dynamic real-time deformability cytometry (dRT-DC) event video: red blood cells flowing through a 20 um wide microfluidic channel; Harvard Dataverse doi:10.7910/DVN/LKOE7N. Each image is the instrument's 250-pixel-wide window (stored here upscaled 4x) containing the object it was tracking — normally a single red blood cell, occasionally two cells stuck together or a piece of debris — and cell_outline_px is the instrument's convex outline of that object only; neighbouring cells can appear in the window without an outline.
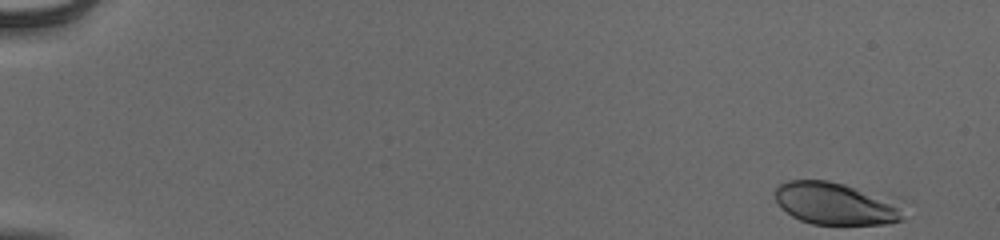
{"species": "human", "species_latin": "Homo sapiens", "temperature_condition": "cold", "stored_images_in_passage": 53, "camera_frame_rate_fps": 3000, "um_per_image_px": 0.085, "donor": {"sex": "male"}, "frame": {"image": 1, "passage_image": 1, "time_ms": 0.0, "image_size_px": [1000, 240], "cell_outline_px": [[904, 220], [888, 224], [812, 224], [800, 220], [792, 216], [776, 200], [776, 188], [780, 184], [788, 180], [828, 180], [844, 184], [896, 204], [904, 216]], "centroid_in_image_um": [70.95, 17.32], "position_along_channel_um": 14.1, "area_um2": 30.58}}
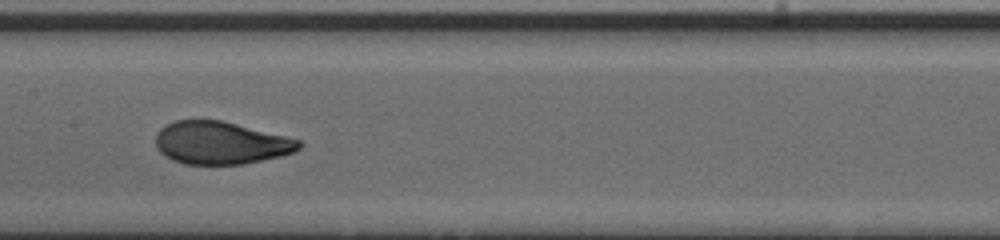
{"frame": {"image": 2, "passage_image": 28, "time_ms": 9.0, "image_size_px": [1000, 240], "cell_outline_px": [[304, 144], [300, 148], [292, 152], [280, 156], [244, 164], [184, 164], [172, 160], [164, 156], [156, 148], [156, 132], [160, 128], [176, 120], [220, 120], [300, 140]], "centroid_in_image_um": [18.72, 12.15], "position_along_channel_um": 188.7, "area_um2": 35.43}}
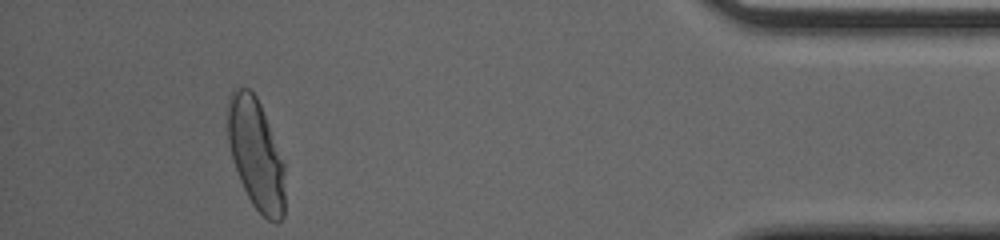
{"frame": {"image": 3, "passage_image": 49, "time_ms": 16.0, "image_size_px": [1000, 240], "cell_outline_px": [[284, 216], [276, 224], [268, 220], [252, 204], [240, 180], [232, 156], [228, 140], [228, 96], [232, 88], [248, 88], [256, 96], [260, 104], [284, 164]], "centroid_in_image_um": [21.75, 13.1], "position_along_channel_um": 413.4, "area_um2": 36.41}, "authors_computed_cell_mechanics": {"area_um2": 35.7782, "velocity_mm_per_s": 3.8992, "shape_relaxation_time_tau1_ms": 4.0783, "shape_relaxation_time_tau2_ms": null, "deformation_change_tau1": 0.182, "deformation_change_tau2": null}}